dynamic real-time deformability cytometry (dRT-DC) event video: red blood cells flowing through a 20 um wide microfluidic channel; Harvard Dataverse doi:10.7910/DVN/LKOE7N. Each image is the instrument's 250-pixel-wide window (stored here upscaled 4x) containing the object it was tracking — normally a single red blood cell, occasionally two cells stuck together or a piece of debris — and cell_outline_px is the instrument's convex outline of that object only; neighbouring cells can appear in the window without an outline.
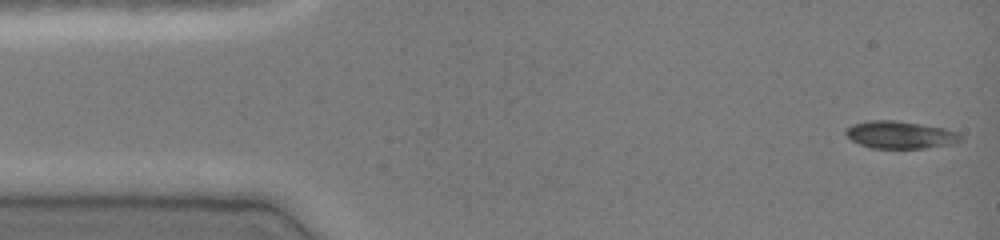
{"species": "common noctule bat (a hibernating species)", "species_latin": "Nyctalus noctula", "temperature_condition": "cold", "stored_images_in_passage": 46, "camera_frame_rate_fps": 3000, "um_per_image_px": 0.085, "animal": {"sex": "female", "body_mass_g": 19.0, "forearm_length_mm": 51.5}, "frame": {"image": 1, "passage_image": 1, "time_ms": 0.0, "image_size_px": [1000, 240], "cell_outline_px": [[964, 140], [952, 144], [924, 148], [872, 148], [860, 144], [852, 140], [844, 132], [852, 124], [868, 120], [892, 120], [920, 124], [944, 128], [956, 132], [964, 136]], "centroid_in_image_um": [76.55, 11.46], "position_along_channel_um": 8.5, "area_um2": 18.32}}
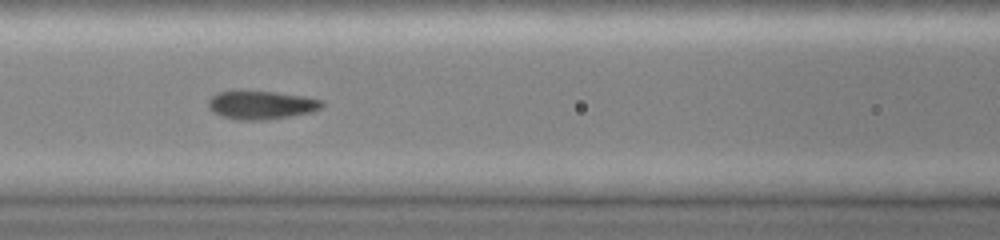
{"frame": {"image": 2, "passage_image": 19, "time_ms": 6.0, "image_size_px": [1000, 240], "cell_outline_px": [[324, 104], [320, 108], [308, 112], [288, 116], [260, 120], [236, 120], [212, 112], [208, 108], [208, 100], [216, 92], [272, 92], [304, 96], [324, 100]], "centroid_in_image_um": [22.18, 8.93], "position_along_channel_um": 144.4, "area_um2": 18.38}}
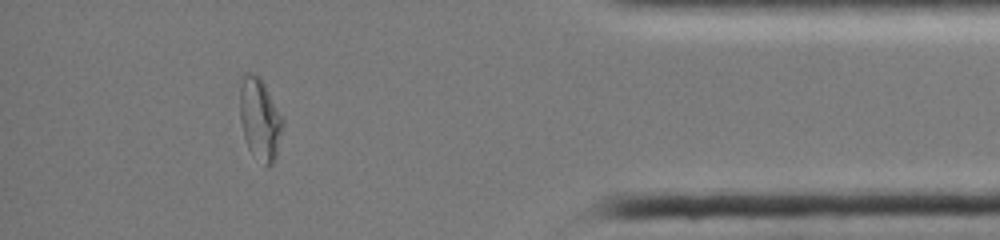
{"frame": {"image": 3, "passage_image": 41, "time_ms": 13.333, "image_size_px": [1000, 240], "cell_outline_px": [[284, 124], [276, 156], [272, 164], [268, 168], [252, 156], [248, 148], [244, 136], [240, 120], [240, 76], [244, 72], [252, 72], [260, 76], [284, 120]], "centroid_in_image_um": [22.07, 10.12], "position_along_channel_um": 413.1, "area_um2": 20.87}}